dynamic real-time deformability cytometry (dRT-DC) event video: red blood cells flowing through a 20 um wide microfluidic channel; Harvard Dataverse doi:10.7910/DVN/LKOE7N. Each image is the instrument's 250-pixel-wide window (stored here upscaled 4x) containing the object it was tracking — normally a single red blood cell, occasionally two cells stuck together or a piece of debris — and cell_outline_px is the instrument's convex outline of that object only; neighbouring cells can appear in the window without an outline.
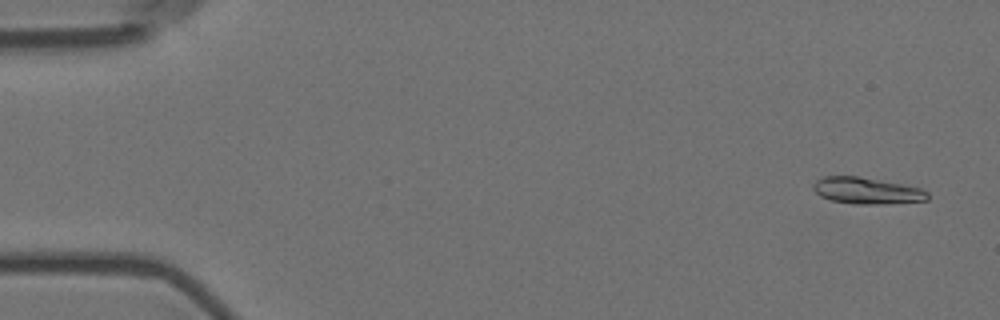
{"species": "Egyptian fruit bat (a non-hibernating species)", "species_latin": "Rousettus aegyptiacus", "temperature_condition": "room temperature", "stored_images_in_passage": 25, "camera_frame_rate_fps": 3000, "um_per_image_px": 0.085, "animal": {"sex": "female"}, "frame": {"image": 1, "passage_image": 3, "time_ms": 0.667, "image_size_px": [1000, 320], "cell_outline_px": [[928, 200], [884, 204], [856, 204], [832, 200], [820, 196], [812, 188], [812, 184], [816, 180], [824, 176], [856, 176], [900, 184], [920, 188], [928, 192]], "centroid_in_image_um": [73.65, 16.21], "position_along_channel_um": 11.4, "area_um2": 17.46}}
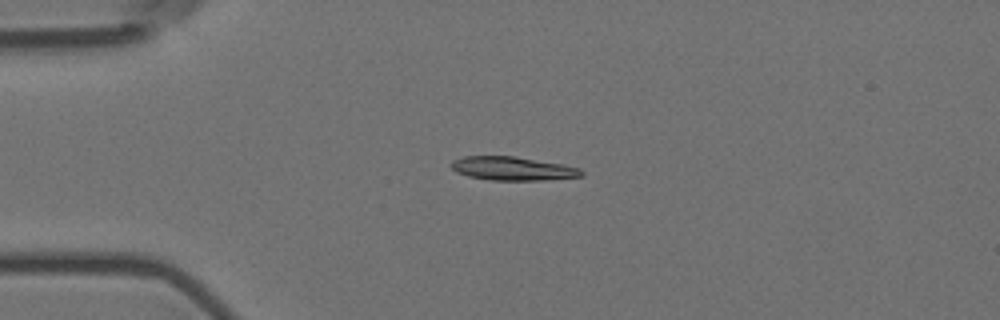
{"frame": {"image": 2, "passage_image": 14, "time_ms": 4.333, "image_size_px": [1000, 320], "cell_outline_px": [[584, 176], [544, 180], [492, 180], [468, 176], [456, 172], [452, 168], [452, 160], [464, 156], [512, 156], [560, 164], [580, 168], [584, 172]], "centroid_in_image_um": [43.57, 14.33], "position_along_channel_um": 41.4, "area_um2": 17.74}}
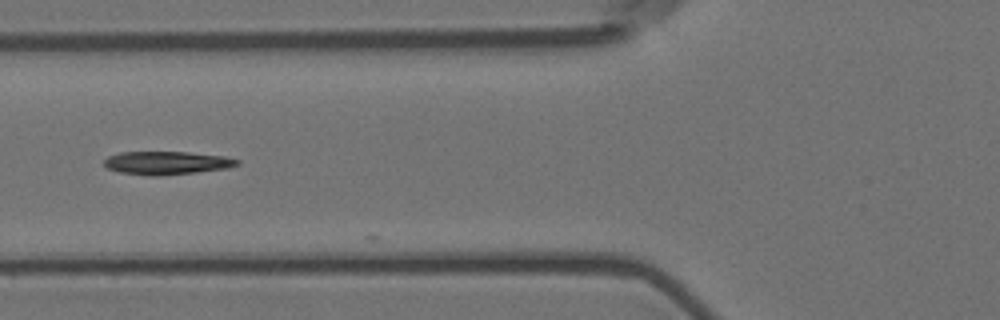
{"frame": {"image": 3, "passage_image": 22, "time_ms": 7.0, "image_size_px": [1000, 320], "cell_outline_px": [[240, 164], [228, 168], [196, 172], [160, 176], [148, 176], [120, 172], [108, 168], [104, 164], [104, 160], [108, 156], [120, 152], [188, 152], [224, 156], [240, 160]], "centroid_in_image_um": [14.18, 13.85], "position_along_channel_um": 111.6, "area_um2": 18.03}}